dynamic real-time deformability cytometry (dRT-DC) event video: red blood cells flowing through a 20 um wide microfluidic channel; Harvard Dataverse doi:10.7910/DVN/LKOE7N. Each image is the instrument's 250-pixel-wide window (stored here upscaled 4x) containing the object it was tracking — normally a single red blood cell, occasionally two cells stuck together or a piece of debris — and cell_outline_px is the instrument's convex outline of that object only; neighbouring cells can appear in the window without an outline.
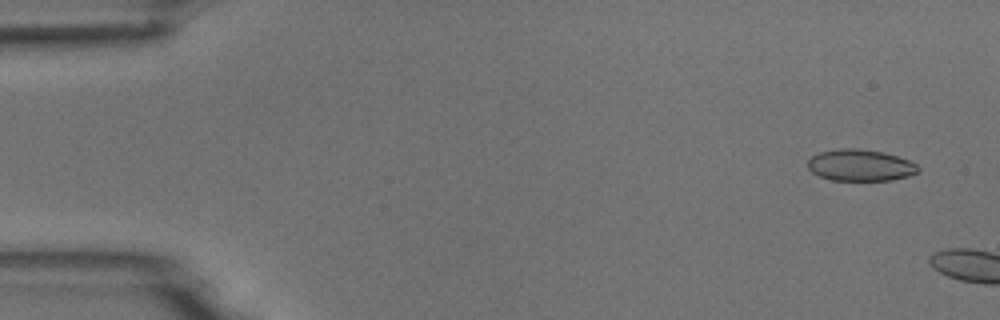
{"species": "common noctule bat (a hibernating species)", "species_latin": "Nyctalus noctula", "temperature_condition": "room temperature", "stored_images_in_passage": 5, "camera_frame_rate_fps": 3000, "um_per_image_px": 0.085, "animal": {"sex": "male", "body_mass_g": 18.8}, "frame": {"image": 1, "passage_image": 2, "time_ms": 0.333, "image_size_px": [1000, 320], "cell_outline_px": [[920, 172], [908, 176], [892, 180], [832, 180], [820, 176], [812, 172], [808, 168], [808, 160], [812, 156], [820, 152], [840, 148], [856, 148], [884, 152], [908, 160], [916, 164], [920, 168]], "centroid_in_image_um": [73.14, 14.04], "position_along_channel_um": 11.9, "area_um2": 20.29}}